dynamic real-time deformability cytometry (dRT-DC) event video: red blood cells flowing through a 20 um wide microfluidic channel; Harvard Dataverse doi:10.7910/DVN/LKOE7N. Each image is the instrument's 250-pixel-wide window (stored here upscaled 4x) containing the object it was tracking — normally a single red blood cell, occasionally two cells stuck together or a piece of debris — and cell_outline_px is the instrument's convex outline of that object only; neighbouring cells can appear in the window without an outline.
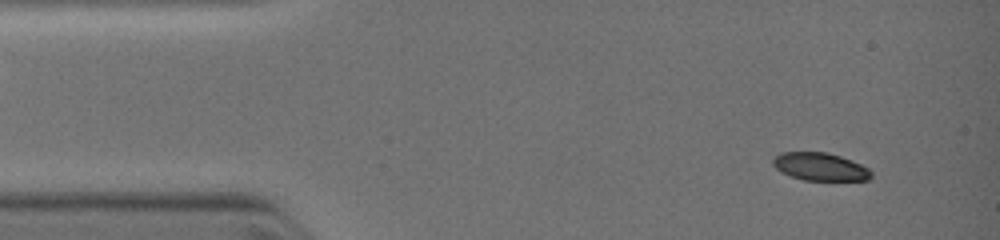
{"species": "common noctule bat (a hibernating species)", "species_latin": "Nyctalus noctula", "temperature_condition": "warm", "stored_images_in_passage": 20, "camera_frame_rate_fps": 3000, "um_per_image_px": 0.085, "animal": {"sex": "female", "body_mass_g": 19.0, "forearm_length_mm": 51.5}, "frame": {"image": 1, "passage_image": 2, "time_ms": 0.333, "image_size_px": [1000, 240], "cell_outline_px": [[872, 176], [868, 180], [804, 180], [780, 172], [772, 164], [772, 160], [780, 152], [828, 152], [852, 160], [868, 168], [872, 172]], "centroid_in_image_um": [69.71, 14.16], "position_along_channel_um": 15.3, "area_um2": 15.95}}
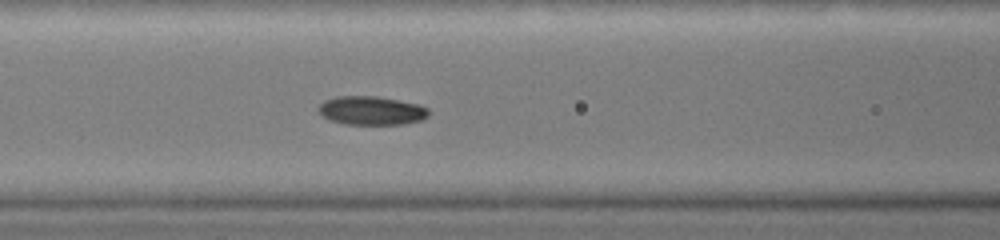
{"frame": {"image": 2, "passage_image": 13, "time_ms": 4.333, "image_size_px": [1000, 240], "cell_outline_px": [[428, 116], [424, 120], [404, 124], [344, 124], [332, 120], [324, 116], [316, 108], [324, 100], [336, 96], [376, 96], [416, 104], [428, 108]], "centroid_in_image_um": [31.57, 9.4], "position_along_channel_um": 135.0, "area_um2": 18.32}}
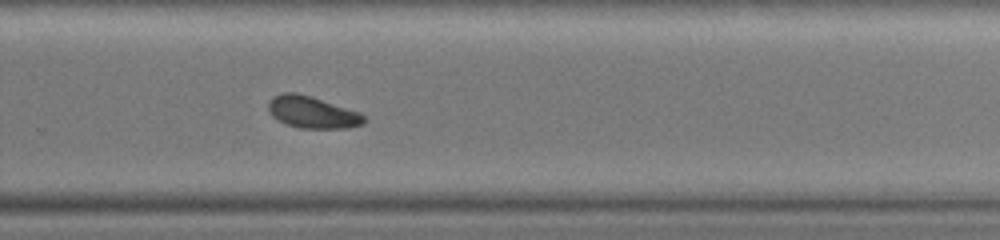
{"frame": {"image": 3, "passage_image": 20, "time_ms": 7.667, "image_size_px": [1000, 240], "cell_outline_px": [[368, 120], [364, 124], [348, 128], [300, 128], [284, 124], [276, 120], [268, 112], [268, 104], [272, 96], [284, 92], [296, 92], [312, 96], [360, 112]], "centroid_in_image_um": [26.53, 9.54], "position_along_channel_um": 303.3, "area_um2": 18.15}}